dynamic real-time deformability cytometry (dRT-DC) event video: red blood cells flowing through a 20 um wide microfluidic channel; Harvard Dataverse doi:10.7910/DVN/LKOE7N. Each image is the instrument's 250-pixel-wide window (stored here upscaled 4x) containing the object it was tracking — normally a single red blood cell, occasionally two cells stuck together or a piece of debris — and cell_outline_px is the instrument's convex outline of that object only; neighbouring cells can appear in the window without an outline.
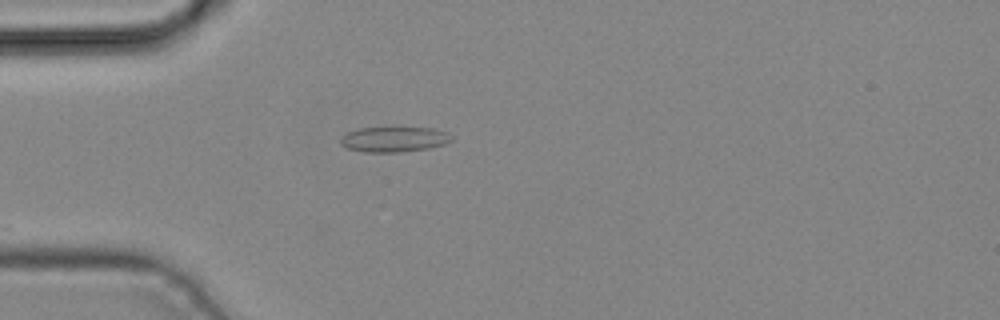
{"species": "common noctule bat (a hibernating species)", "species_latin": "Nyctalus noctula", "temperature_condition": "cold", "stored_images_in_passage": 2, "camera_frame_rate_fps": 3000, "um_per_image_px": 0.085, "animal": {"sex": "male", "body_mass_g": 19.2, "forearm_length_mm": 51.8}, "frame": {"image": 1, "passage_image": 2, "time_ms": 0.333, "image_size_px": [1000, 320], "cell_outline_px": [[452, 140], [444, 144], [428, 148], [400, 152], [364, 152], [348, 148], [340, 144], [340, 136], [348, 132], [360, 128], [432, 128], [448, 132], [452, 136]], "centroid_in_image_um": [33.48, 11.84], "position_along_channel_um": 51.5, "area_um2": 16.24}}